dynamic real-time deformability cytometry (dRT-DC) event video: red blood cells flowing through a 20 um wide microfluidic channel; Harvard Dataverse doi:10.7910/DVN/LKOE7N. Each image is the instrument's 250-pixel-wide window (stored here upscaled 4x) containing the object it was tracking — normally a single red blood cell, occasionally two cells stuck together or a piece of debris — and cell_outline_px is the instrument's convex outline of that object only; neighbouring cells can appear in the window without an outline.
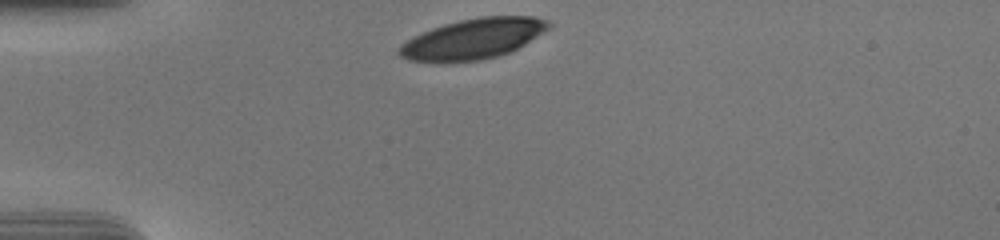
{"species": "human", "species_latin": "Homo sapiens", "temperature_condition": "cold", "stored_images_in_passage": 32, "camera_frame_rate_fps": 3000, "um_per_image_px": 0.085, "donor": {"sex": "male"}, "frame": {"image": 1, "passage_image": 1, "time_ms": 0.0, "image_size_px": [1000, 240], "cell_outline_px": [[552, 24], [548, 28], [524, 44], [508, 52], [496, 56], [480, 60], [408, 60], [400, 56], [396, 52], [396, 48], [400, 44], [432, 28], [444, 24], [460, 20], [480, 16], [532, 16], [548, 20]], "centroid_in_image_um": [40.21, 3.26], "position_along_channel_um": 44.8, "area_um2": 34.28}}
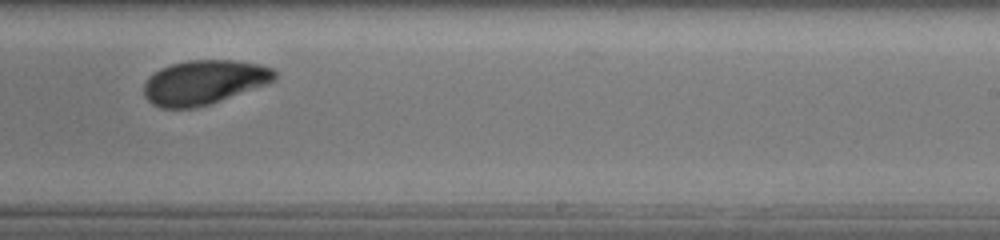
{"frame": {"image": 2, "passage_image": 22, "time_ms": 7.0, "image_size_px": [1000, 240], "cell_outline_px": [[276, 76], [268, 84], [196, 108], [160, 108], [152, 104], [144, 96], [144, 84], [148, 76], [160, 68], [172, 64], [188, 60], [232, 60], [260, 64], [272, 68], [276, 72]], "centroid_in_image_um": [17.31, 6.99], "position_along_channel_um": 271.7, "area_um2": 33.76}}
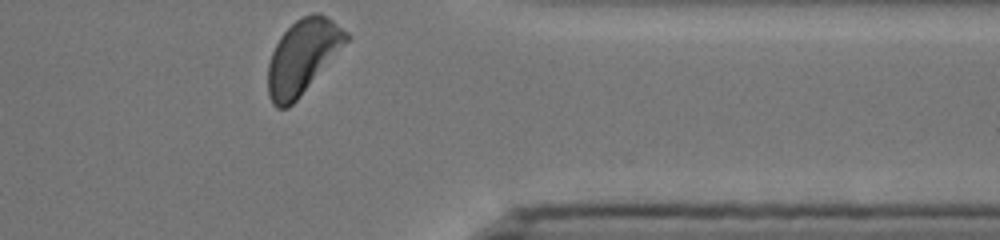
{"frame": {"image": 3, "passage_image": 32, "time_ms": 10.333, "image_size_px": [1000, 240], "cell_outline_px": [[348, 40], [300, 96], [288, 108], [276, 108], [272, 104], [268, 96], [268, 64], [272, 52], [280, 36], [296, 20], [312, 12], [320, 12], [332, 20], [348, 32]], "centroid_in_image_um": [25.7, 4.81], "position_along_channel_um": 385.7, "area_um2": 33.35}, "authors_computed_cell_mechanics": {"area_um2": 35.3447, "velocity_mm_per_s": 3.6797, "shape_relaxation_time_tau1_ms": 3.3614, "shape_relaxation_time_tau2_ms": 9.084, "deformation_change_tau1": 0.1505, "deformation_change_tau2": 0.1464}}